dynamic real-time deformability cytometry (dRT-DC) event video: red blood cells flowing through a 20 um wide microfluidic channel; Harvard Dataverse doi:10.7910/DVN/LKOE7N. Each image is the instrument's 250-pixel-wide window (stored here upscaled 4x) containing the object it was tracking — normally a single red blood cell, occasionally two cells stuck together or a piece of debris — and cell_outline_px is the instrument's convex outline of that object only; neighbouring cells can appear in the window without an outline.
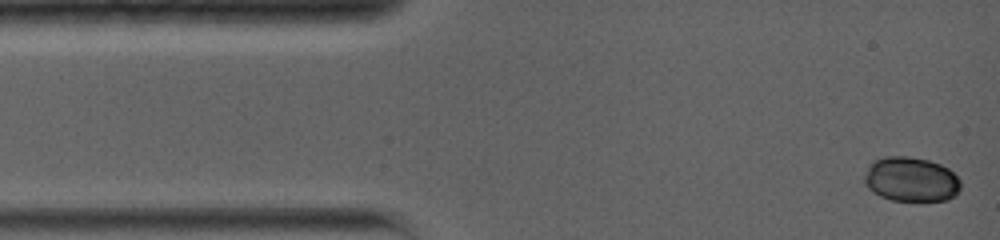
{"species": "common noctule bat (a hibernating species)", "species_latin": "Nyctalus noctula", "temperature_condition": "warm", "stored_images_in_passage": 45, "camera_frame_rate_fps": 5000, "um_per_image_px": 0.085, "animal": {"sex": "female", "body_mass_g": 19.0, "forearm_length_mm": 56.7}, "frame": {"image": 1, "passage_image": 1, "time_ms": 0.0, "image_size_px": [1000, 240], "cell_outline_px": [[960, 188], [956, 196], [948, 200], [892, 200], [880, 196], [872, 192], [864, 184], [864, 176], [868, 164], [872, 160], [888, 156], [908, 156], [928, 160], [940, 164], [948, 168], [960, 180]], "centroid_in_image_um": [77.41, 15.24], "position_along_channel_um": 7.6, "area_um2": 25.2}}
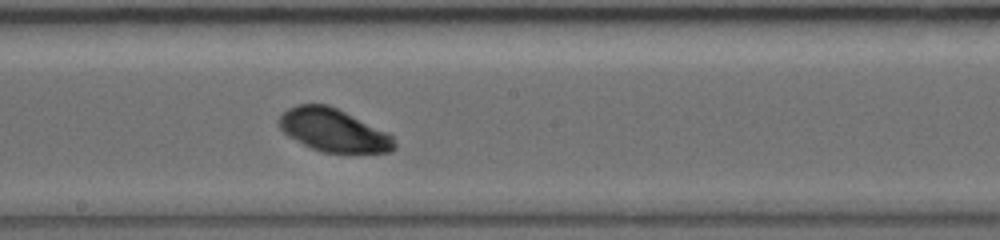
{"frame": {"image": 2, "passage_image": 26, "time_ms": 7.6, "image_size_px": [1000, 240], "cell_outline_px": [[396, 148], [388, 152], [324, 152], [312, 148], [288, 136], [280, 128], [280, 116], [288, 108], [296, 104], [328, 104], [388, 132], [392, 136], [396, 144]], "centroid_in_image_um": [28.36, 11.06], "position_along_channel_um": 219.8, "area_um2": 28.5}}
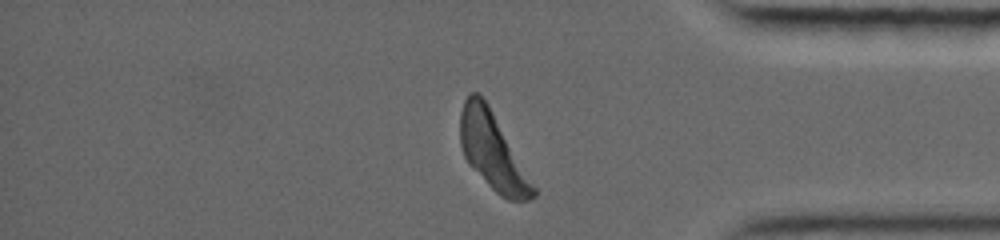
{"frame": {"image": 3, "passage_image": 45, "time_ms": 12.6, "image_size_px": [1000, 240], "cell_outline_px": [[536, 196], [528, 200], [508, 200], [500, 196], [468, 164], [464, 156], [460, 144], [460, 112], [464, 100], [468, 92], [476, 92], [488, 104], [536, 188]], "centroid_in_image_um": [41.84, 12.85], "position_along_channel_um": 393.4, "area_um2": 32.08}, "authors_computed_cell_mechanics": {"area_um2": 28.4954, "velocity_mm_per_s": 3.7764, "shape_relaxation_time_tau1_ms": 0.8967, "shape_relaxation_time_tau2_ms": null, "deformation_change_tau1": 0.0579, "deformation_change_tau2": null}}